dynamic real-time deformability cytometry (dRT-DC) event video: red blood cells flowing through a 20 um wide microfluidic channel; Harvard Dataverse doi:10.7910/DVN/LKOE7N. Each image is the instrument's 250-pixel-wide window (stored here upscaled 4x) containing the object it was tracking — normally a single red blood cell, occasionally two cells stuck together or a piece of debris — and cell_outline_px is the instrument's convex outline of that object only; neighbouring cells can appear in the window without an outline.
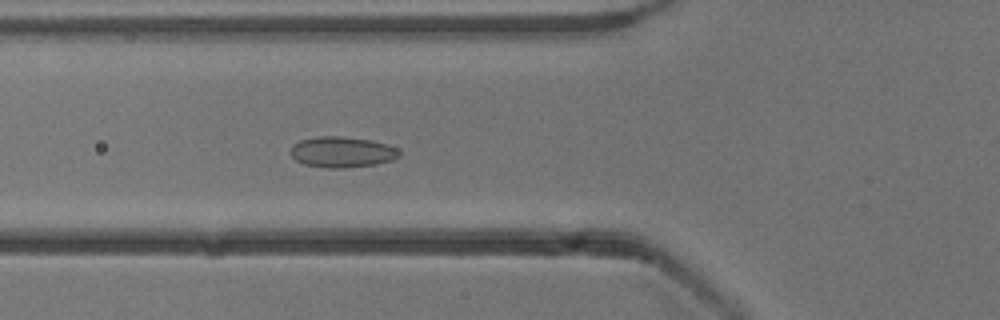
{"species": "common noctule bat (a hibernating species)", "species_latin": "Nyctalus noctula", "temperature_condition": "cold", "stored_images_in_passage": 39, "camera_frame_rate_fps": 3000, "um_per_image_px": 0.085, "animal": {"sex": "male", "body_mass_g": 13.3}, "frame": {"image": 1, "passage_image": 13, "time_ms": 4.0, "image_size_px": [1000, 320], "cell_outline_px": [[400, 156], [392, 160], [376, 164], [340, 168], [332, 168], [304, 164], [296, 160], [288, 152], [292, 144], [300, 140], [316, 136], [344, 136], [372, 140], [388, 144], [396, 148], [400, 152]], "centroid_in_image_um": [29.05, 12.9], "position_along_channel_um": 96.7, "area_um2": 19.65}}
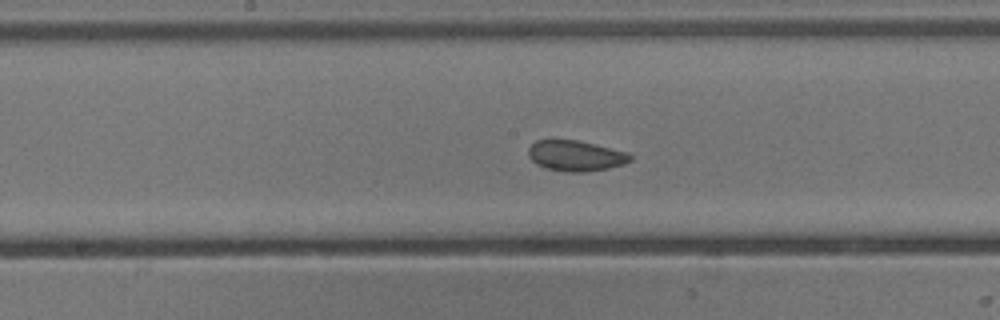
{"frame": {"image": 2, "passage_image": 21, "time_ms": 6.667, "image_size_px": [1000, 320], "cell_outline_px": [[632, 160], [624, 164], [608, 168], [580, 172], [568, 172], [548, 168], [536, 164], [528, 156], [528, 148], [536, 140], [576, 140], [628, 152], [632, 156]], "centroid_in_image_um": [48.93, 13.24], "position_along_channel_um": 199.3, "area_um2": 17.98}}
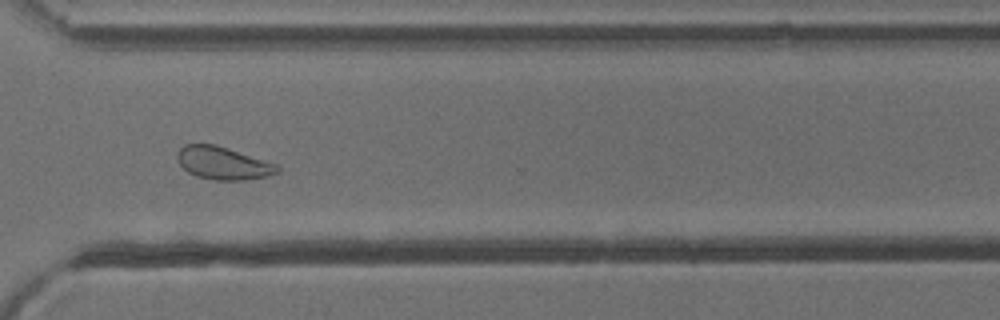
{"frame": {"image": 3, "passage_image": 33, "time_ms": 10.667, "image_size_px": [1000, 320], "cell_outline_px": [[280, 172], [268, 176], [244, 180], [216, 180], [196, 176], [188, 172], [180, 164], [176, 156], [176, 152], [184, 144], [216, 144], [276, 164], [280, 168]], "centroid_in_image_um": [18.95, 13.86], "position_along_channel_um": 351.7, "area_um2": 19.07}, "authors_computed_cell_mechanics": {"area_um2": 19.074, "velocity_mm_per_s": 3.8226, "shape_relaxation_time_tau1_ms": null, "shape_relaxation_time_tau2_ms": 1.4933, "deformation_change_tau1": null, "deformation_change_tau2": 0.0556}}